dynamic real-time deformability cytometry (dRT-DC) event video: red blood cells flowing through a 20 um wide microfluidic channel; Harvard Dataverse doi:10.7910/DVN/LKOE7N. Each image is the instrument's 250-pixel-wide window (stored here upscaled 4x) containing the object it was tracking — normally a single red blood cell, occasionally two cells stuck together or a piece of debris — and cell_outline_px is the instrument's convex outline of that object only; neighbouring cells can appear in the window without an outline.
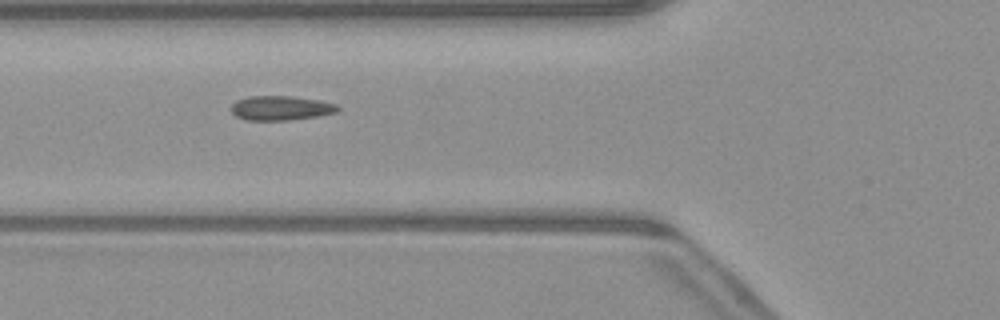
{"species": "common noctule bat (a hibernating species)", "species_latin": "Nyctalus noctula", "temperature_condition": "warm", "stored_images_in_passage": 36, "camera_frame_rate_fps": 3000, "um_per_image_px": 0.085, "animal": {"sex": "male", "body_mass_g": 23.1, "forearm_length_mm": 52.7}, "frame": {"image": 1, "passage_image": 4, "time_ms": 1.0, "image_size_px": [1000, 320], "cell_outline_px": [[340, 108], [336, 112], [316, 116], [288, 120], [244, 120], [236, 116], [232, 112], [232, 104], [236, 100], [248, 96], [292, 96], [320, 100], [336, 104]], "centroid_in_image_um": [23.85, 9.17], "position_along_channel_um": 102.0, "area_um2": 15.14}}
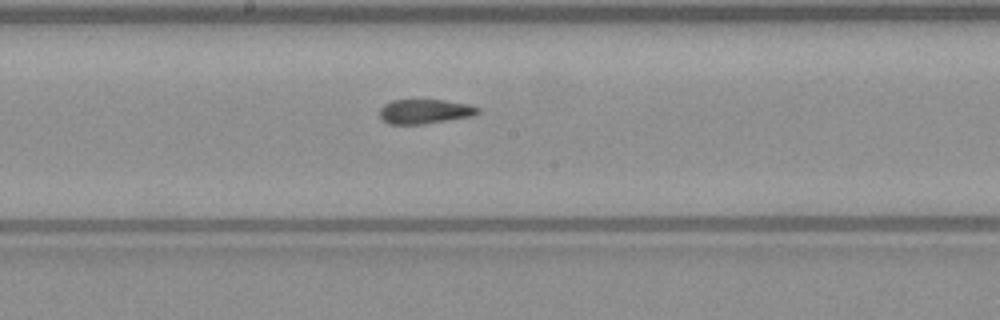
{"frame": {"image": 2, "passage_image": 12, "time_ms": 3.667, "image_size_px": [1000, 320], "cell_outline_px": [[480, 112], [472, 116], [420, 124], [388, 124], [380, 116], [380, 108], [384, 104], [392, 100], [444, 100], [468, 104], [480, 108]], "centroid_in_image_um": [36.1, 9.46], "position_along_channel_um": 212.1, "area_um2": 13.87}}
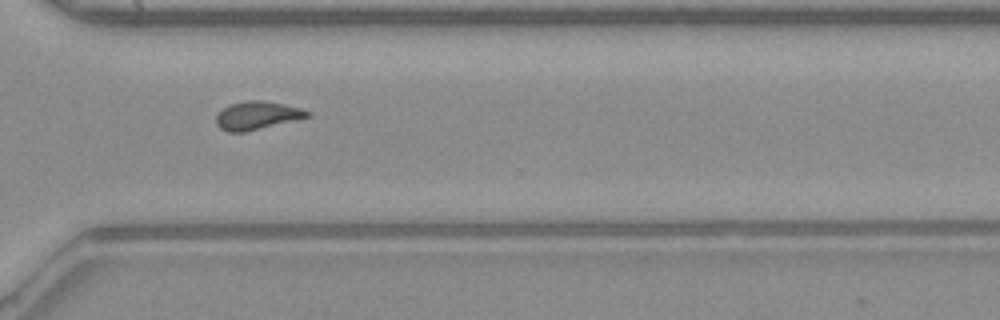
{"frame": {"image": 3, "passage_image": 22, "time_ms": 7.0, "image_size_px": [1000, 320], "cell_outline_px": [[312, 116], [244, 132], [228, 132], [220, 128], [216, 124], [216, 116], [228, 104], [248, 100], [264, 100], [284, 104], [300, 108], [312, 112]], "centroid_in_image_um": [21.86, 9.8], "position_along_channel_um": 348.7, "area_um2": 14.97}, "authors_computed_cell_mechanics": {"area_um2": 14.6234, "velocity_mm_per_s": 4.1144, "shape_relaxation_time_tau1_ms": null, "shape_relaxation_time_tau2_ms": 3.1931, "deformation_change_tau1": null, "deformation_change_tau2": 0.0675}}